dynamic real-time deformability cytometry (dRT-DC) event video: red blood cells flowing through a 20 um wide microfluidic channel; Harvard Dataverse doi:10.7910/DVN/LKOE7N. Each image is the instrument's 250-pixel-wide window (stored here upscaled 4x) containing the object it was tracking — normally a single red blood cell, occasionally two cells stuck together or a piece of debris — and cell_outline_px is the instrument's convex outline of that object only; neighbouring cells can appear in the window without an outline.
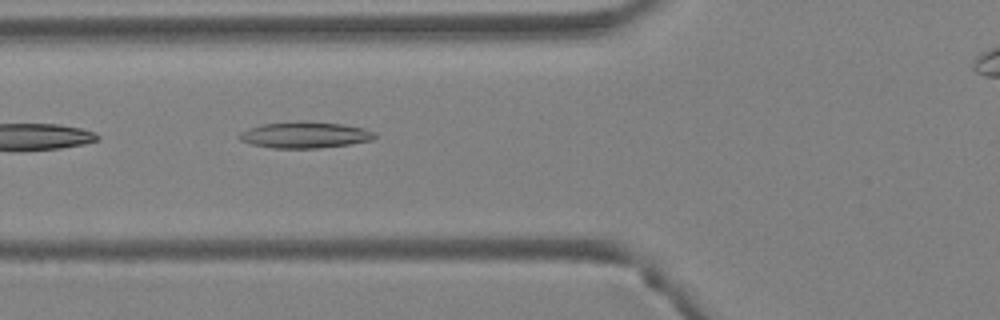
{"species": "Egyptian fruit bat (a non-hibernating species)", "species_latin": "Rousettus aegyptiacus", "temperature_condition": "warm", "stored_images_in_passage": 4, "camera_frame_rate_fps": 3000, "um_per_image_px": 0.085, "animal": {"sex": "female"}, "frame": {"image": 1, "passage_image": 3, "time_ms": 0.667, "image_size_px": [1000, 320], "cell_outline_px": [[376, 136], [372, 140], [348, 144], [320, 148], [272, 148], [252, 144], [240, 140], [236, 136], [240, 132], [248, 128], [260, 124], [344, 124], [364, 128], [376, 132]], "centroid_in_image_um": [25.91, 11.51], "position_along_channel_um": 99.9, "area_um2": 19.83}}